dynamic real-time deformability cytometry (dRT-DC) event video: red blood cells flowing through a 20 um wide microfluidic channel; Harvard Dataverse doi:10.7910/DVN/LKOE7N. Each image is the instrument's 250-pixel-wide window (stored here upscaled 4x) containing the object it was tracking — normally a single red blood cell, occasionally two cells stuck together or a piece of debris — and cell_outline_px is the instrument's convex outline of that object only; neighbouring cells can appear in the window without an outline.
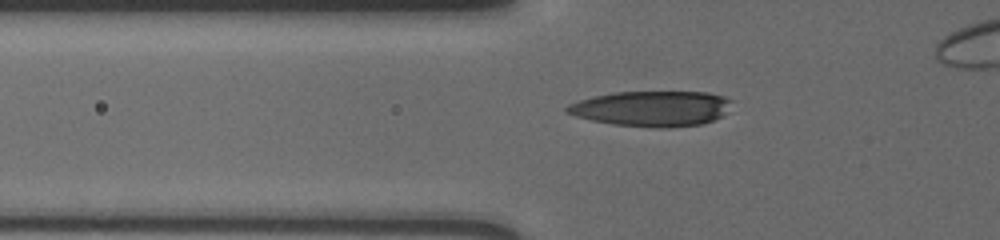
{"species": "human", "species_latin": "Homo sapiens", "temperature_condition": "cold", "stored_images_in_passage": 37, "camera_frame_rate_fps": 3000, "um_per_image_px": 0.085, "donor": {"sex": "male"}, "frame": {"image": 1, "passage_image": 2, "time_ms": 0.333, "image_size_px": [1000, 240], "cell_outline_px": [[732, 100], [720, 116], [704, 124], [668, 128], [656, 128], [612, 124], [592, 120], [576, 116], [564, 112], [564, 108], [568, 104], [592, 96], [612, 92], [708, 92], [724, 96]], "centroid_in_image_um": [55.34, 9.23], "position_along_channel_um": 70.5, "area_um2": 33.99}}
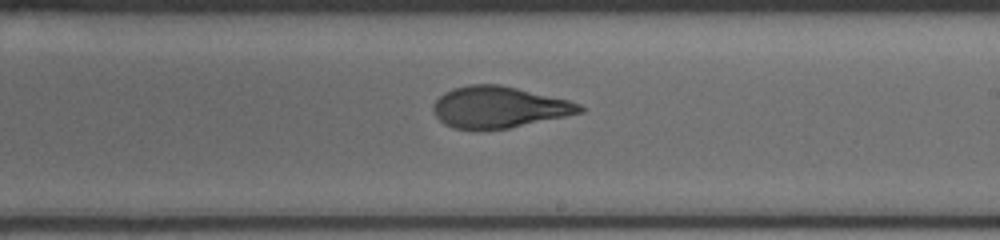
{"frame": {"image": 2, "passage_image": 17, "time_ms": 5.333, "image_size_px": [1000, 240], "cell_outline_px": [[584, 112], [508, 128], [452, 128], [444, 124], [436, 116], [432, 108], [432, 104], [444, 92], [452, 88], [468, 84], [500, 84], [568, 100], [580, 104], [584, 108]], "centroid_in_image_um": [42.38, 9.09], "position_along_channel_um": 246.6, "area_um2": 34.97}}
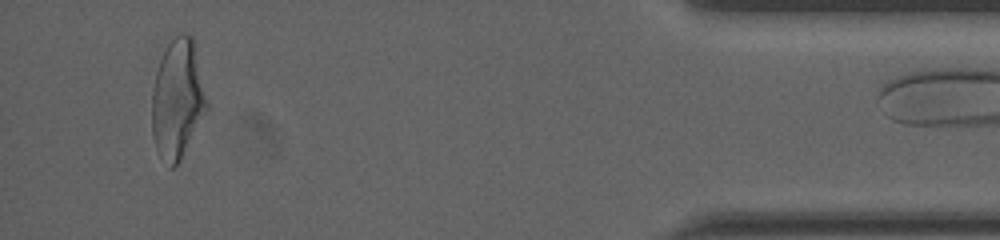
{"frame": {"image": 3, "passage_image": 36, "time_ms": 11.667, "image_size_px": [1000, 240], "cell_outline_px": [[208, 108], [180, 160], [172, 168], [168, 168], [160, 156], [156, 148], [152, 132], [152, 92], [156, 72], [160, 60], [168, 44], [180, 32], [184, 32], [192, 36], [208, 104]], "centroid_in_image_um": [15.08, 8.45], "position_along_channel_um": 420.1, "area_um2": 37.69}}